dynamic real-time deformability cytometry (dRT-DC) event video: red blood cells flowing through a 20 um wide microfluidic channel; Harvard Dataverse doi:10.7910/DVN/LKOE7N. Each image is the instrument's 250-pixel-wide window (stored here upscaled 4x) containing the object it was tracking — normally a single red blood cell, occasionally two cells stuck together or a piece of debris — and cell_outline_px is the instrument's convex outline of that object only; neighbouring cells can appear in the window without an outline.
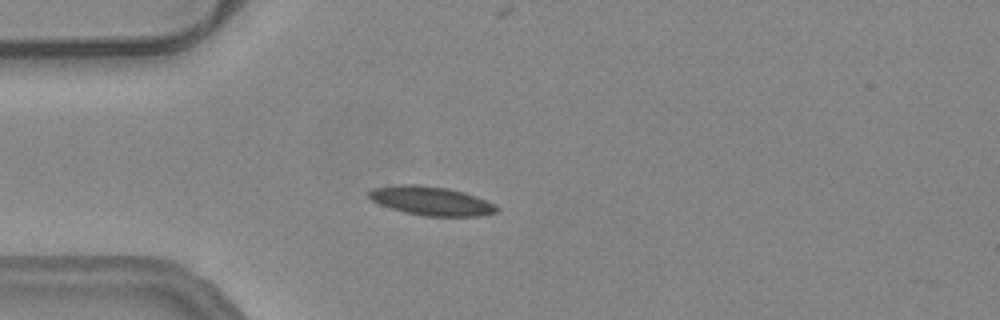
{"species": "common noctule bat (a hibernating species)", "species_latin": "Nyctalus noctula", "temperature_condition": "warm", "stored_images_in_passage": 45, "camera_frame_rate_fps": 3000, "um_per_image_px": 0.085, "animal": {"sex": "female", "body_mass_g": 24.6, "forearm_length_mm": 56.2}, "frame": {"image": 1, "passage_image": 4, "time_ms": 1.0, "image_size_px": [1000, 320], "cell_outline_px": [[500, 208], [496, 212], [480, 216], [424, 216], [404, 212], [380, 204], [372, 200], [368, 196], [368, 192], [372, 188], [396, 184], [416, 184], [448, 188], [464, 192], [476, 196], [496, 204]], "centroid_in_image_um": [36.66, 17.07], "position_along_channel_um": 48.3, "area_um2": 21.62}}
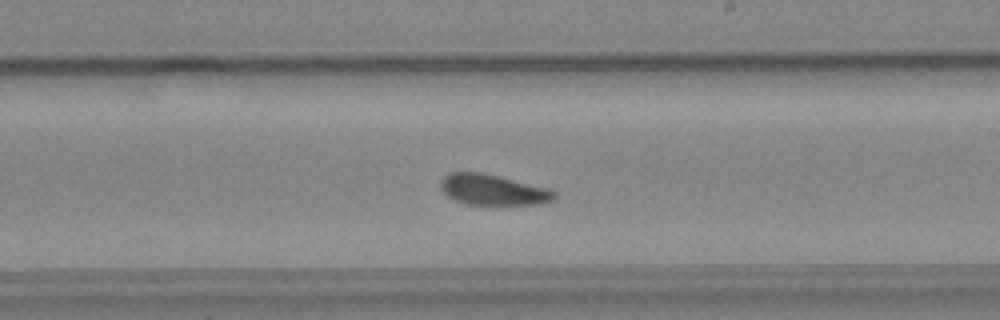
{"frame": {"image": 2, "passage_image": 21, "time_ms": 6.667, "image_size_px": [1000, 320], "cell_outline_px": [[556, 196], [552, 200], [544, 204], [468, 204], [456, 200], [448, 196], [440, 188], [440, 180], [448, 172], [480, 172], [548, 188], [556, 192]], "centroid_in_image_um": [41.88, 16.13], "position_along_channel_um": 247.1, "area_um2": 20.11}}
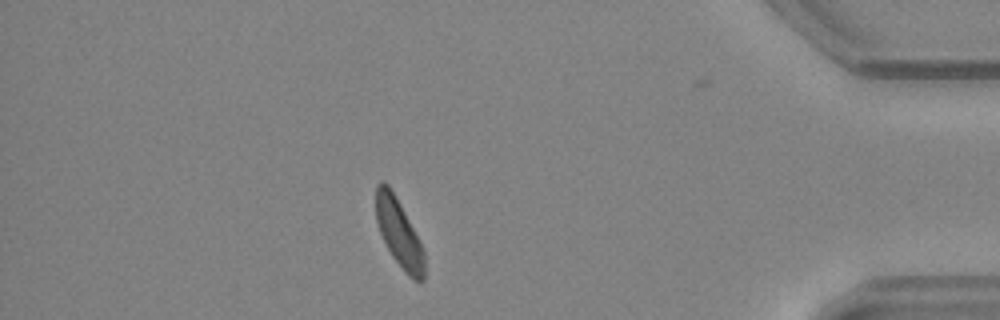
{"frame": {"image": 3, "passage_image": 37, "time_ms": 12.0, "image_size_px": [1000, 320], "cell_outline_px": [[424, 280], [420, 284], [412, 280], [404, 272], [392, 256], [380, 232], [376, 220], [376, 184], [380, 180], [384, 180], [388, 184], [400, 204], [420, 240], [424, 252]], "centroid_in_image_um": [33.92, 19.83], "position_along_channel_um": 401.3, "area_um2": 19.25}, "authors_computed_cell_mechanics": {"area_um2": 20.5768, "velocity_mm_per_s": 3.7301, "shape_relaxation_time_tau1_ms": 7.2481, "shape_relaxation_time_tau2_ms": null, "deformation_change_tau1": 0.1076, "deformation_change_tau2": null}}